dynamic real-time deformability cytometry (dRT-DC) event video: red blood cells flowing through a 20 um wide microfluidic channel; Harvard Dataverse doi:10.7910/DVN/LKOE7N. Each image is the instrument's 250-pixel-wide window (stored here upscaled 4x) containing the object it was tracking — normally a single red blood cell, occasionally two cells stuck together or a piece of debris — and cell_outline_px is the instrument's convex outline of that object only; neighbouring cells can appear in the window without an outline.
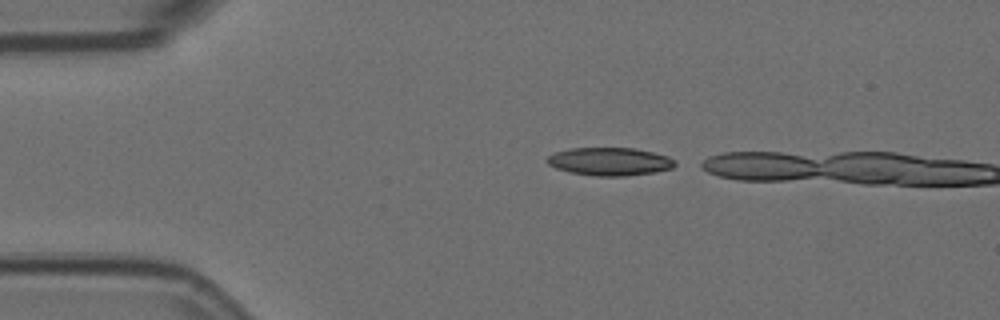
{"species": "Egyptian fruit bat (a non-hibernating species)", "species_latin": "Rousettus aegyptiacus", "temperature_condition": "room temperature", "stored_images_in_passage": 3, "camera_frame_rate_fps": 3000, "um_per_image_px": 0.085, "animal": {"sex": "female"}, "frame": {"image": 1, "passage_image": 1, "time_ms": 0.0, "image_size_px": [1000, 320], "cell_outline_px": [[676, 164], [672, 168], [656, 172], [624, 176], [596, 176], [568, 172], [556, 168], [548, 164], [544, 160], [552, 152], [568, 148], [636, 148], [668, 156], [676, 160]], "centroid_in_image_um": [51.8, 13.72], "position_along_channel_um": 33.2, "area_um2": 21.15}}